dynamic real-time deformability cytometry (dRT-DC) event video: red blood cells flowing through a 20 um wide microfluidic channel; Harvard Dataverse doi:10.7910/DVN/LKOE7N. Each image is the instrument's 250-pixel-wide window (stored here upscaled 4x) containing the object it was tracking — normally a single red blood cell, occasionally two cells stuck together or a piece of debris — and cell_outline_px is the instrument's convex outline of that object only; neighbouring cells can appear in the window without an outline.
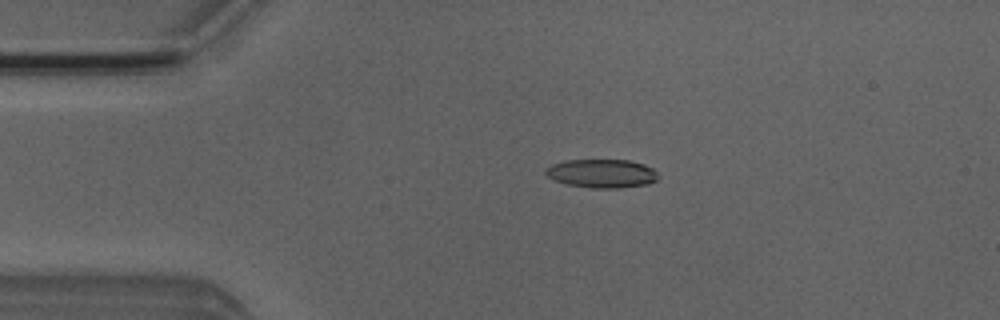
{"species": "Egyptian fruit bat (a non-hibernating species)", "species_latin": "Rousettus aegyptiacus", "temperature_condition": "room temperature", "stored_images_in_passage": 5, "camera_frame_rate_fps": 3000, "um_per_image_px": 0.085, "animal": {"sex": "male"}, "frame": {"image": 1, "passage_image": 4, "time_ms": 3.333, "image_size_px": [1000, 320], "cell_outline_px": [[660, 176], [656, 180], [648, 184], [620, 188], [592, 188], [568, 184], [552, 180], [544, 172], [544, 168], [552, 164], [564, 160], [628, 160], [644, 164], [652, 168]], "centroid_in_image_um": [51.14, 14.74], "position_along_channel_um": 33.9, "area_um2": 18.9}}